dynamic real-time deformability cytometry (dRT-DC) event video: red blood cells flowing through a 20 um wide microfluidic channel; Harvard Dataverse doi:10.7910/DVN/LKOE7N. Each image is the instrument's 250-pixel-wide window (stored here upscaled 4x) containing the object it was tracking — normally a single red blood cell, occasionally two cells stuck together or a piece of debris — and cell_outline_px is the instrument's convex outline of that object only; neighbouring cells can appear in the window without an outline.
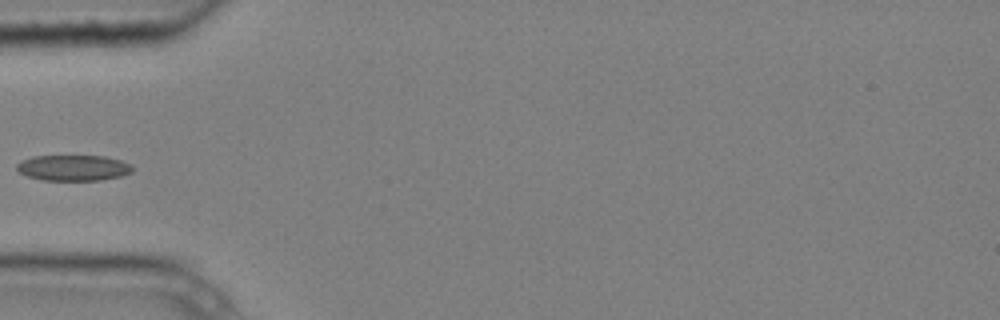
{"species": "common noctule bat (a hibernating species)", "species_latin": "Nyctalus noctula", "temperature_condition": "cold", "stored_images_in_passage": 4, "camera_frame_rate_fps": 3000, "um_per_image_px": 0.085, "animal": {"sex": "male", "body_mass_g": 20.4}, "frame": {"image": 1, "passage_image": 4, "time_ms": 1.0, "image_size_px": [1000, 320], "cell_outline_px": [[136, 168], [132, 172], [124, 176], [100, 180], [44, 180], [28, 176], [20, 172], [16, 168], [16, 164], [32, 156], [104, 156], [120, 160], [132, 164]], "centroid_in_image_um": [6.31, 14.27], "position_along_channel_um": 78.7, "area_um2": 17.46}}